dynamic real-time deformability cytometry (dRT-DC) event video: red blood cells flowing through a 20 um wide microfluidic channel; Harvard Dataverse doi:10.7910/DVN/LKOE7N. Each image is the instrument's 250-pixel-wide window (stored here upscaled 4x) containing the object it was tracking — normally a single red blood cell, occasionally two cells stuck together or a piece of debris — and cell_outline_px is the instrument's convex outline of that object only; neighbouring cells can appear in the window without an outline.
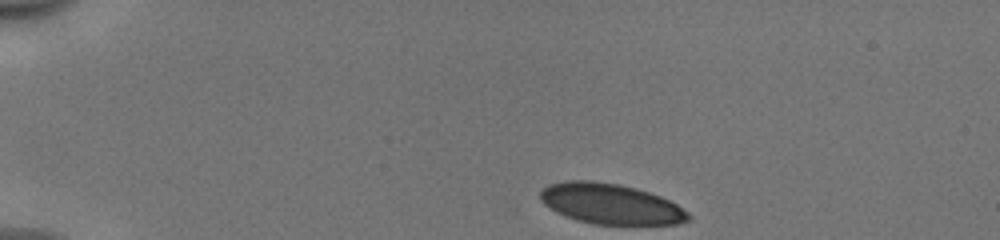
{"species": "human", "species_latin": "Homo sapiens", "temperature_condition": "cold", "stored_images_in_passage": 37, "camera_frame_rate_fps": 3000, "um_per_image_px": 0.085, "donor": {"sex": "male"}, "frame": {"image": 1, "passage_image": 1, "time_ms": 0.0, "image_size_px": [1000, 240], "cell_outline_px": [[692, 220], [676, 224], [592, 224], [556, 212], [544, 204], [540, 200], [540, 192], [548, 184], [568, 180], [592, 180], [620, 184], [636, 188], [660, 196], [676, 204], [688, 212], [692, 216]], "centroid_in_image_um": [51.92, 17.32], "position_along_channel_um": 33.1, "area_um2": 34.85}}
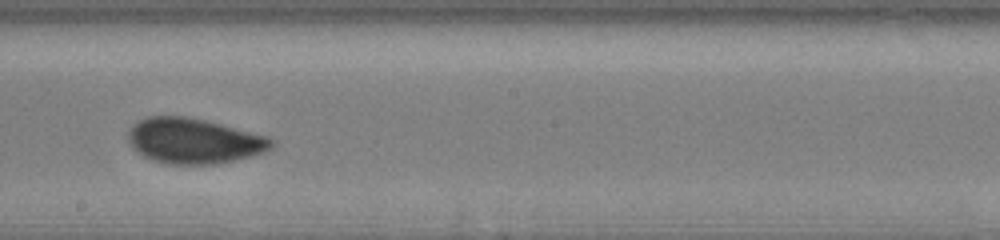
{"frame": {"image": 2, "passage_image": 22, "time_ms": 7.0, "image_size_px": [1000, 240], "cell_outline_px": [[276, 144], [272, 148], [264, 152], [252, 156], [216, 164], [168, 164], [152, 160], [144, 156], [132, 148], [128, 140], [128, 132], [132, 124], [148, 116], [184, 116], [204, 120], [268, 136], [276, 140]], "centroid_in_image_um": [16.49, 11.98], "position_along_channel_um": 231.7, "area_um2": 37.97}}
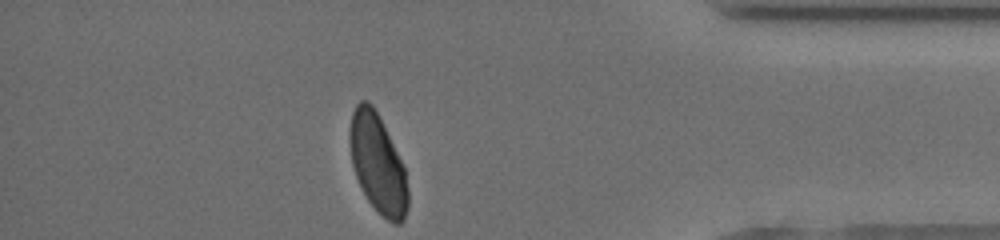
{"frame": {"image": 3, "passage_image": 37, "time_ms": 12.0, "image_size_px": [1000, 240], "cell_outline_px": [[408, 208], [404, 220], [400, 224], [392, 224], [368, 200], [356, 176], [352, 164], [348, 136], [348, 132], [352, 112], [356, 104], [360, 100], [368, 100], [372, 104], [404, 168], [408, 192]], "centroid_in_image_um": [32.08, 13.91], "position_along_channel_um": 403.1, "area_um2": 32.89}, "authors_computed_cell_mechanics": {"area_um2": 37.3388, "velocity_mm_per_s": 3.9538, "shape_relaxation_time_tau1_ms": 7.7525, "shape_relaxation_time_tau2_ms": null, "deformation_change_tau1": 0.15, "deformation_change_tau2": null}}